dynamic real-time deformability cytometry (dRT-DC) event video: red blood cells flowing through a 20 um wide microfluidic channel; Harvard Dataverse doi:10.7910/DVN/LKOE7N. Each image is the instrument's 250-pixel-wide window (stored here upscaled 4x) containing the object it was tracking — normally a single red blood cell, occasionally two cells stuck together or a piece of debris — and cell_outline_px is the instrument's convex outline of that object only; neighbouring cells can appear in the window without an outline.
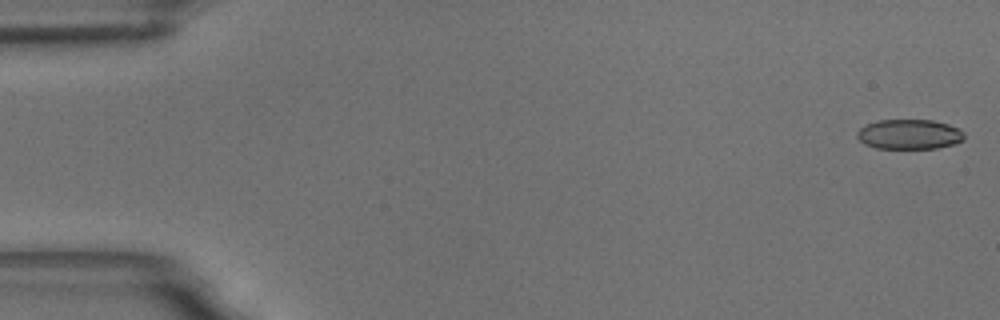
{"species": "common noctule bat (a hibernating species)", "species_latin": "Nyctalus noctula", "temperature_condition": "room temperature", "stored_images_in_passage": 45, "camera_frame_rate_fps": 3000, "um_per_image_px": 0.085, "animal": {"sex": "male", "body_mass_g": 18.8}, "frame": {"image": 1, "passage_image": 1, "time_ms": 0.0, "image_size_px": [1000, 320], "cell_outline_px": [[964, 140], [952, 144], [936, 148], [876, 148], [864, 144], [856, 136], [856, 132], [860, 128], [868, 124], [880, 120], [932, 120], [948, 124], [964, 132]], "centroid_in_image_um": [77.27, 11.41], "position_along_channel_um": 7.7, "area_um2": 18.5}}
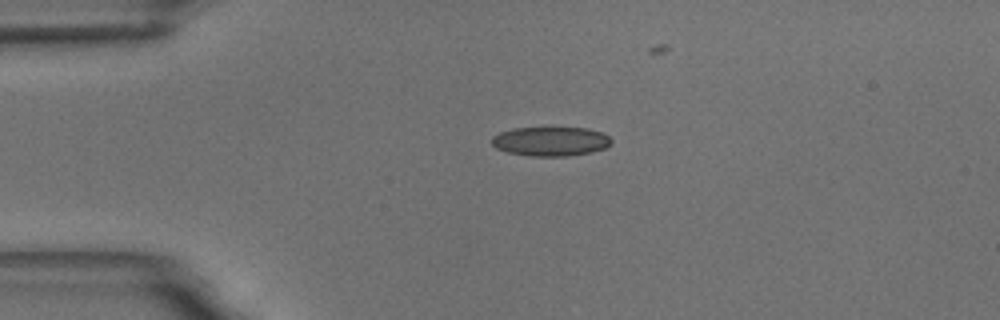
{"frame": {"image": 2, "passage_image": 13, "time_ms": 4.0, "image_size_px": [1000, 320], "cell_outline_px": [[612, 144], [604, 148], [592, 152], [568, 156], [532, 156], [508, 152], [496, 148], [492, 144], [492, 136], [500, 132], [512, 128], [588, 128], [604, 132], [612, 140]], "centroid_in_image_um": [46.83, 12.01], "position_along_channel_um": 38.2, "area_um2": 20.46}}
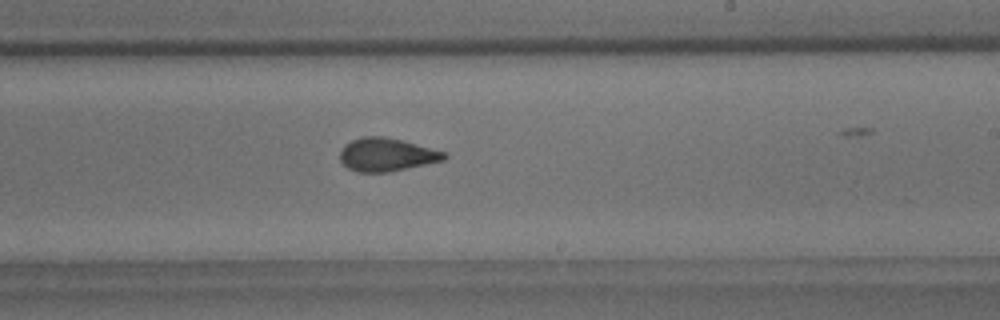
{"frame": {"image": 3, "passage_image": 34, "time_ms": 11.0, "image_size_px": [1000, 320], "cell_outline_px": [[448, 156], [444, 160], [388, 172], [356, 172], [348, 168], [340, 160], [340, 148], [344, 144], [352, 140], [364, 136], [384, 136], [448, 152]], "centroid_in_image_um": [32.85, 13.14], "position_along_channel_um": 256.1, "area_um2": 20.17}}